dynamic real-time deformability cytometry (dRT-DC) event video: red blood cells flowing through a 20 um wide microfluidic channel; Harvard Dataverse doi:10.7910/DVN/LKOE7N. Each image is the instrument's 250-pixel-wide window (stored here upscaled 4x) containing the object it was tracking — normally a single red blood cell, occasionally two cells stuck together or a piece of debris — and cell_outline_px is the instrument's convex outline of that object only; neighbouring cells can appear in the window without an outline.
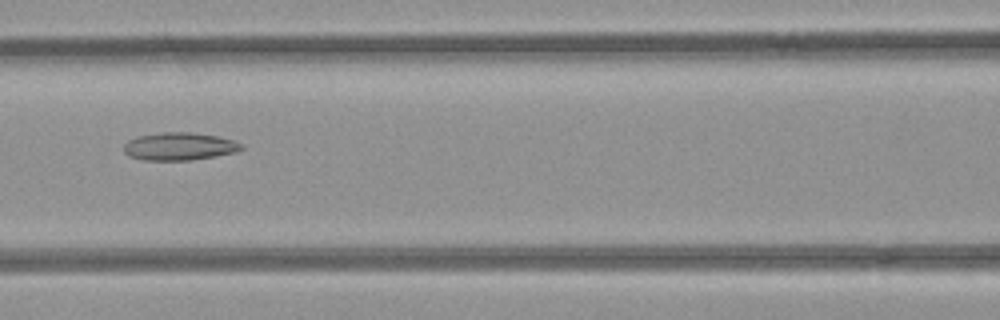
{"species": "common noctule bat (a hibernating species)", "species_latin": "Nyctalus noctula", "temperature_condition": "room temperature", "stored_images_in_passage": 4, "camera_frame_rate_fps": 3000, "um_per_image_px": 0.085, "animal": {"sex": "female", "body_mass_g": 21.9}, "frame": {"image": 1, "passage_image": 4, "time_ms": 1.0, "image_size_px": [1000, 320], "cell_outline_px": [[244, 148], [236, 152], [192, 160], [144, 160], [128, 156], [124, 152], [124, 144], [128, 140], [136, 136], [160, 132], [188, 132], [216, 136], [232, 140], [244, 144]], "centroid_in_image_um": [15.22, 12.44], "position_along_channel_um": 151.4, "area_um2": 19.07}}